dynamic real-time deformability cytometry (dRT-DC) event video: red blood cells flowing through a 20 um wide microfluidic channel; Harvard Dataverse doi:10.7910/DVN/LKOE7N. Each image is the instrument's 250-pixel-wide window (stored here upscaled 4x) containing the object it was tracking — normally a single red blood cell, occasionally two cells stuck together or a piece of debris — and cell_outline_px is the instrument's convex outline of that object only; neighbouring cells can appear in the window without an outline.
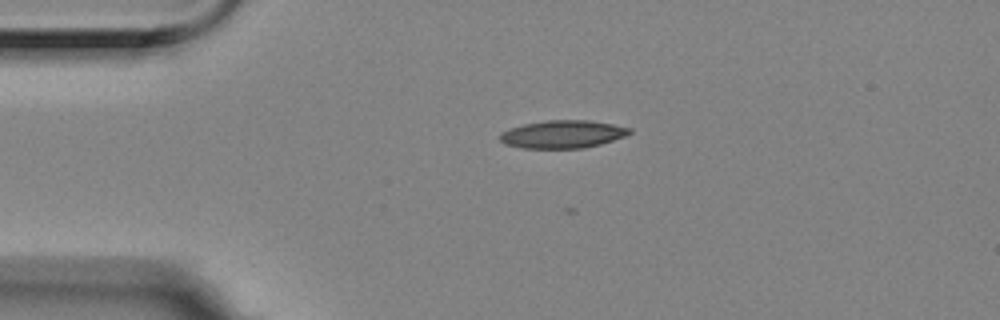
{"species": "Egyptian fruit bat (a non-hibernating species)", "species_latin": "Rousettus aegyptiacus", "temperature_condition": "room temperature", "stored_images_in_passage": 3, "camera_frame_rate_fps": 3000, "um_per_image_px": 0.085, "animal": {"sex": "female"}, "frame": {"image": 1, "passage_image": 2, "time_ms": 0.333, "image_size_px": [1000, 320], "cell_outline_px": [[632, 132], [624, 136], [600, 144], [580, 148], [520, 148], [504, 144], [500, 140], [500, 136], [504, 132], [512, 128], [524, 124], [544, 120], [588, 120], [612, 124], [632, 128]], "centroid_in_image_um": [47.83, 11.4], "position_along_channel_um": 37.2, "area_um2": 20.81}}